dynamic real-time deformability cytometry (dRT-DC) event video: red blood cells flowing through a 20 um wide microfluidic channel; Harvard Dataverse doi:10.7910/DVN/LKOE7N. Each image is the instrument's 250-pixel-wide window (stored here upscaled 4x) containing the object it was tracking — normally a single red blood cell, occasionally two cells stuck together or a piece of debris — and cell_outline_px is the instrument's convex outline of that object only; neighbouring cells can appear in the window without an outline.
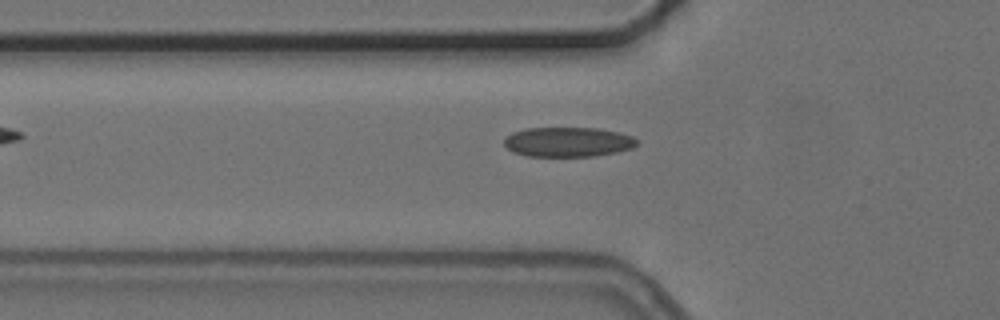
{"species": "common noctule bat (a hibernating species)", "species_latin": "Nyctalus noctula", "temperature_condition": "cold", "stored_images_in_passage": 2, "camera_frame_rate_fps": 3000, "um_per_image_px": 0.085, "animal": {"sex": "female", "body_mass_g": 24.6, "forearm_length_mm": 56.2}, "frame": {"image": 1, "passage_image": 2, "time_ms": 1.333, "image_size_px": [1000, 320], "cell_outline_px": [[640, 144], [632, 148], [616, 152], [592, 156], [528, 156], [512, 152], [504, 144], [504, 136], [512, 132], [524, 128], [596, 128], [620, 132], [632, 136], [640, 140]], "centroid_in_image_um": [48.29, 12.06], "position_along_channel_um": 77.5, "area_um2": 23.24}}